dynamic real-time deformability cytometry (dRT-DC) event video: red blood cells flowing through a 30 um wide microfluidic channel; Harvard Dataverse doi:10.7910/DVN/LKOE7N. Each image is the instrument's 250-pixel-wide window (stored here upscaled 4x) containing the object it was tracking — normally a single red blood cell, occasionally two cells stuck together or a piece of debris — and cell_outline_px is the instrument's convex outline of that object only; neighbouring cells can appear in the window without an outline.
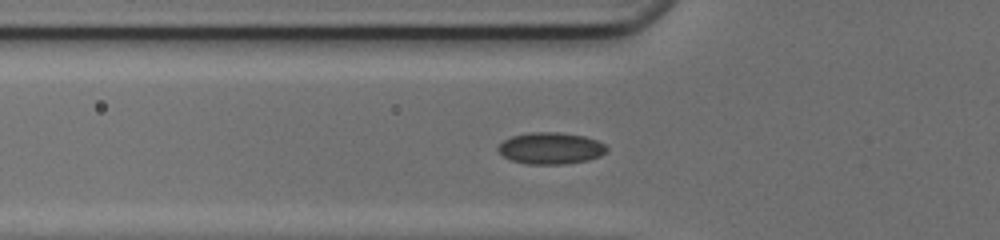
{"species": "common noctule bat (a hibernating species)", "species_latin": "Nyctalus noctula", "temperature_condition": "cold", "stored_images_in_passage": 36, "segment_of_instrument_passage": [1, 2], "camera_frame_rate_fps": 3000, "um_per_image_px": 0.085, "animal": {"sex": "female", "body_mass_g": 17.0, "forearm_length_mm": 48.0}, "frame": {"image": 1, "passage_image": 3, "time_ms": 0.667, "image_size_px": [1000, 240], "cell_outline_px": [[608, 152], [600, 156], [588, 160], [564, 164], [528, 164], [512, 160], [504, 156], [496, 148], [504, 140], [512, 136], [532, 132], [560, 132], [584, 136], [596, 140], [604, 144], [608, 148]], "centroid_in_image_um": [46.84, 12.6], "position_along_channel_um": 79.0, "area_um2": 20.0}}
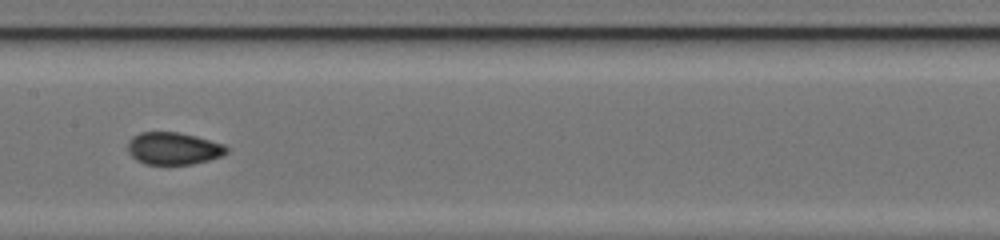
{"frame": {"image": 2, "passage_image": 11, "time_ms": 3.333, "image_size_px": [1000, 240], "cell_outline_px": [[232, 148], [228, 152], [220, 156], [208, 160], [192, 164], [144, 164], [136, 160], [128, 152], [128, 140], [132, 136], [140, 132], [176, 132], [196, 136], [224, 144]], "centroid_in_image_um": [14.75, 12.61], "position_along_channel_um": 192.7, "area_um2": 18.73}}
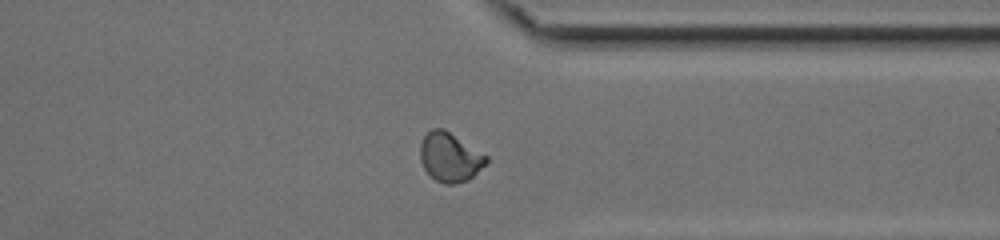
{"frame": {"image": 3, "passage_image": 24, "time_ms": 7.667, "image_size_px": [1000, 240], "cell_outline_px": [[488, 160], [468, 180], [456, 184], [444, 184], [436, 180], [424, 168], [420, 160], [420, 144], [424, 136], [432, 128], [444, 128], [488, 156]], "centroid_in_image_um": [38.22, 13.35], "position_along_channel_um": 373.2, "area_um2": 18.73}}